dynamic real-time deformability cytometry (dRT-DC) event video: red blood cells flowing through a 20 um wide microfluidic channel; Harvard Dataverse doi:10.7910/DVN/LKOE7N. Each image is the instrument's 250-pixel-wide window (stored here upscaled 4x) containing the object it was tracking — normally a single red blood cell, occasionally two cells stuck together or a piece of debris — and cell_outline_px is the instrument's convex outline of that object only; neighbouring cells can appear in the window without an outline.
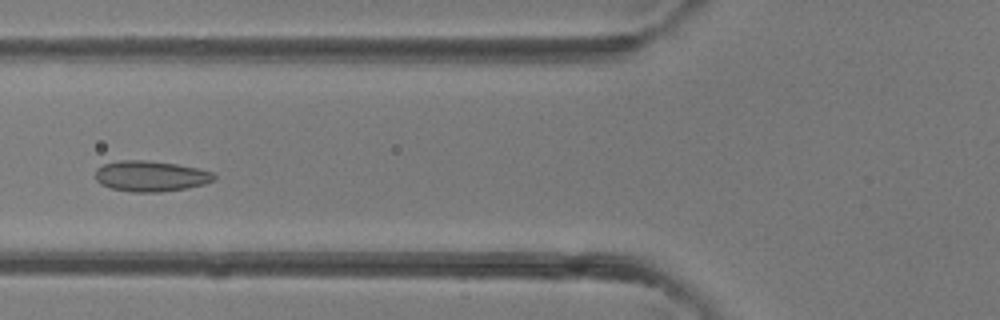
{"species": "common noctule bat (a hibernating species)", "species_latin": "Nyctalus noctula", "temperature_condition": "room temperature", "stored_images_in_passage": 5, "camera_frame_rate_fps": 3000, "um_per_image_px": 0.085, "animal": {"sex": "female"}, "frame": {"image": 1, "passage_image": 5, "time_ms": 4.333, "image_size_px": [1000, 320], "cell_outline_px": [[216, 180], [204, 184], [188, 188], [160, 192], [132, 192], [112, 188], [100, 184], [96, 180], [96, 168], [104, 164], [120, 160], [148, 160], [176, 164], [196, 168], [212, 172], [216, 176]], "centroid_in_image_um": [12.82, 14.97], "position_along_channel_um": 113.0, "area_um2": 21.27}}